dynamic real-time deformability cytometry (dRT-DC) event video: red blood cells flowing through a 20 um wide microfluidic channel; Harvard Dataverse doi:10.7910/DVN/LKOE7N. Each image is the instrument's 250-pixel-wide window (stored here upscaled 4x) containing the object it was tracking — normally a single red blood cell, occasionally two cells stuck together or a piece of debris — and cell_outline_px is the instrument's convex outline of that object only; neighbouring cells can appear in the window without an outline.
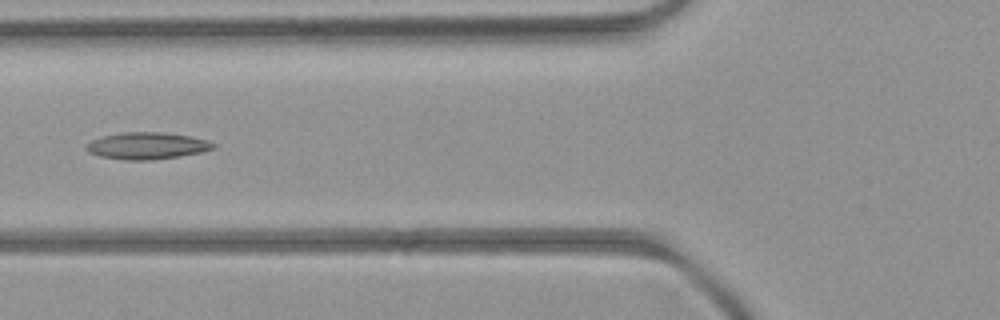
{"species": "common noctule bat (a hibernating species)", "species_latin": "Nyctalus noctula", "temperature_condition": "room temperature", "stored_images_in_passage": 7, "camera_frame_rate_fps": 3000, "um_per_image_px": 0.085, "animal": {"sex": "female", "body_mass_g": 21.9}, "frame": {"image": 1, "passage_image": 6, "time_ms": 6.667, "image_size_px": [1000, 320], "cell_outline_px": [[216, 148], [200, 152], [180, 156], [152, 160], [124, 160], [100, 156], [88, 152], [84, 148], [92, 140], [104, 136], [124, 132], [160, 132], [188, 136], [208, 140], [216, 144]], "centroid_in_image_um": [12.5, 12.4], "position_along_channel_um": 113.3, "area_um2": 19.77}}
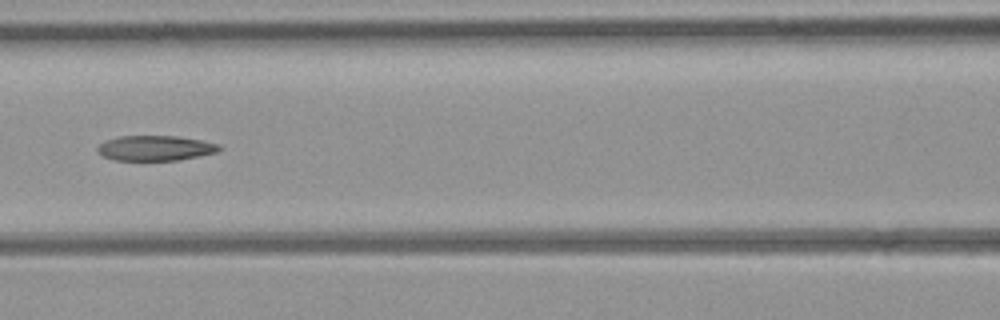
{"frame": {"image": 2, "passage_image": 7, "time_ms": 7.667, "image_size_px": [1000, 320], "cell_outline_px": [[224, 148], [216, 152], [176, 160], [112, 160], [104, 156], [96, 148], [104, 140], [120, 136], [176, 136], [200, 140], [220, 144]], "centroid_in_image_um": [13.2, 12.58], "position_along_channel_um": 153.4, "area_um2": 17.69}}